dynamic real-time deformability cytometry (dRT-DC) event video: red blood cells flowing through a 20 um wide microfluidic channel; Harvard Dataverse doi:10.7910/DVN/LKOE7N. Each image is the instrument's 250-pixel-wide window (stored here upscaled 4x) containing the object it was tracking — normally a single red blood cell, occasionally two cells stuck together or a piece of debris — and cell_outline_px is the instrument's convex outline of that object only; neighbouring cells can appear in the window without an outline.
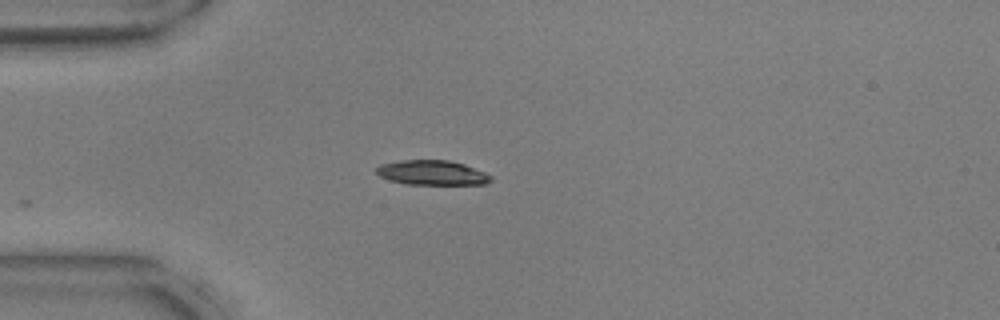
{"species": "common noctule bat (a hibernating species)", "species_latin": "Nyctalus noctula", "temperature_condition": "warm", "stored_images_in_passage": 12, "camera_frame_rate_fps": 3000, "um_per_image_px": 0.085, "animal": {"sex": "male", "body_mass_g": 17.9, "forearm_length_mm": 54.2}, "frame": {"image": 1, "passage_image": 1, "time_ms": 0.0, "image_size_px": [1000, 320], "cell_outline_px": [[492, 180], [484, 184], [404, 184], [380, 176], [376, 172], [376, 168], [380, 164], [400, 160], [448, 160], [464, 164], [484, 172], [492, 176]], "centroid_in_image_um": [36.72, 14.67], "position_along_channel_um": 48.3, "area_um2": 16.36}}
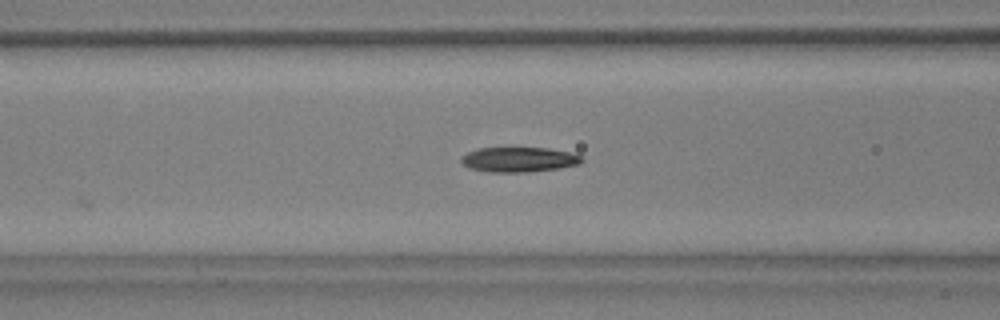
{"frame": {"image": 2, "passage_image": 8, "time_ms": 2.333, "image_size_px": [1000, 320], "cell_outline_px": [[584, 160], [580, 164], [560, 168], [528, 172], [488, 172], [468, 168], [460, 160], [460, 156], [468, 152], [480, 148], [548, 148], [568, 152], [584, 156]], "centroid_in_image_um": [44.12, 13.57], "position_along_channel_um": 122.5, "area_um2": 17.63}}